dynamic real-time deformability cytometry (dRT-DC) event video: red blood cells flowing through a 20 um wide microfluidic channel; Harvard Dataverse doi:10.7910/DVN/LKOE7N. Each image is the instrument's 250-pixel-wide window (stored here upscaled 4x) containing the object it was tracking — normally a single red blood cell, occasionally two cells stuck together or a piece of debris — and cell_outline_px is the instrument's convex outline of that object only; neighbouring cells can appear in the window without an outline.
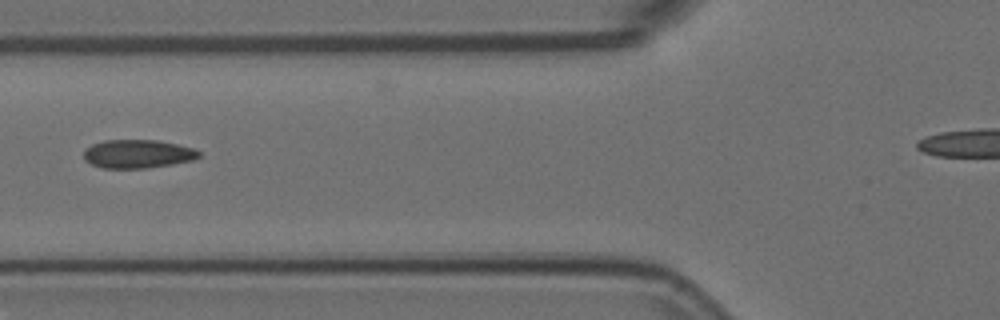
{"species": "Egyptian fruit bat (a non-hibernating species)", "species_latin": "Rousettus aegyptiacus", "temperature_condition": "room temperature", "stored_images_in_passage": 4, "segment_of_instrument_passage": [1, 2], "camera_frame_rate_fps": 3000, "um_per_image_px": 0.085, "animal": {"sex": "female"}, "frame": {"image": 1, "passage_image": 2, "time_ms": 0.333, "image_size_px": [1000, 320], "cell_outline_px": [[200, 156], [192, 160], [172, 164], [144, 168], [104, 168], [92, 164], [84, 160], [84, 148], [92, 144], [104, 140], [156, 140], [176, 144], [192, 148], [200, 152]], "centroid_in_image_um": [11.66, 13.08], "position_along_channel_um": 114.1, "area_um2": 19.02}}